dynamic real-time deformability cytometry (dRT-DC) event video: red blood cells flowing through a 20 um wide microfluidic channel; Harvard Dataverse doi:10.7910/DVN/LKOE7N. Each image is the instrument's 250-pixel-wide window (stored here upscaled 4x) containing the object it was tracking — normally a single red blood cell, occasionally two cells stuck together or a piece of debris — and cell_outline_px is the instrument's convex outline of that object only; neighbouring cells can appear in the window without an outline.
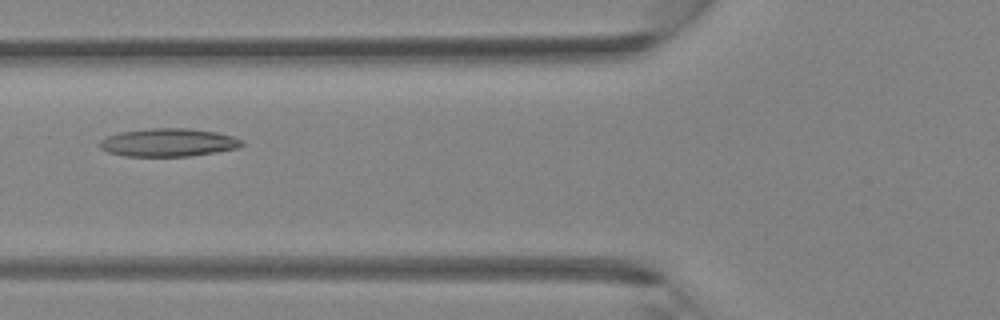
{"species": "Egyptian fruit bat (a non-hibernating species)", "species_latin": "Rousettus aegyptiacus", "temperature_condition": "room temperature", "stored_images_in_passage": 40, "camera_frame_rate_fps": 3000, "um_per_image_px": 0.085, "animal": {"sex": "female"}, "frame": {"image": 1, "passage_image": 16, "time_ms": 5.0, "image_size_px": [1000, 320], "cell_outline_px": [[244, 144], [236, 148], [216, 152], [188, 156], [124, 156], [108, 152], [100, 148], [100, 140], [108, 136], [120, 132], [152, 128], [188, 128], [216, 132], [232, 136], [244, 140]], "centroid_in_image_um": [14.32, 12.11], "position_along_channel_um": 111.5, "area_um2": 23.18}}
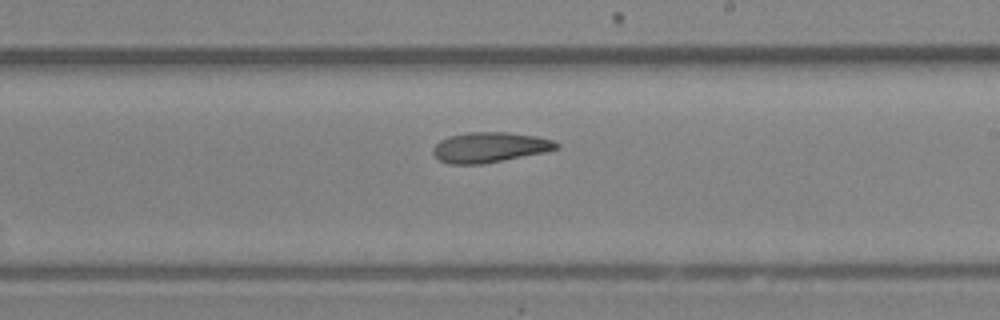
{"frame": {"image": 2, "passage_image": 24, "time_ms": 7.667, "image_size_px": [1000, 320], "cell_outline_px": [[560, 148], [544, 152], [480, 164], [448, 164], [440, 160], [432, 152], [432, 148], [440, 140], [448, 136], [468, 132], [508, 132], [536, 136], [552, 140], [560, 144]], "centroid_in_image_um": [41.61, 12.51], "position_along_channel_um": 247.4, "area_um2": 21.62}}
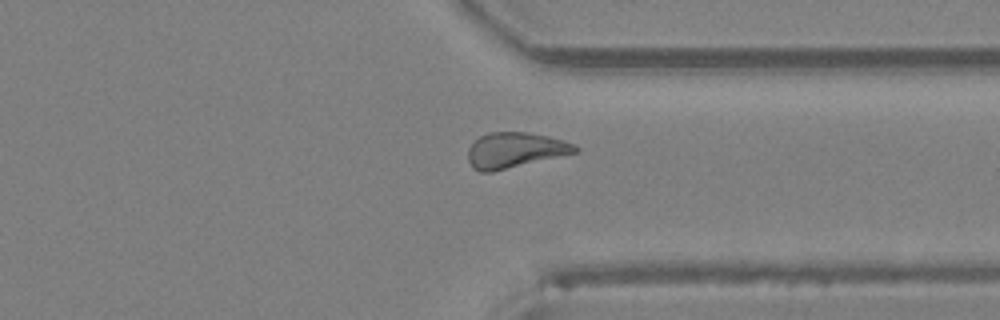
{"frame": {"image": 3, "passage_image": 31, "time_ms": 10.0, "image_size_px": [1000, 320], "cell_outline_px": [[580, 152], [492, 172], [480, 172], [472, 168], [468, 160], [468, 148], [480, 136], [488, 132], [528, 132], [548, 136], [572, 144], [580, 148]], "centroid_in_image_um": [43.77, 12.77], "position_along_channel_um": 367.6, "area_um2": 22.2}}